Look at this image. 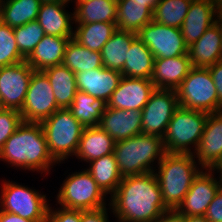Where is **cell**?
I'll use <instances>...</instances> for the list:
<instances>
[{
  "label": "cell",
  "instance_id": "obj_1",
  "mask_svg": "<svg viewBox=\"0 0 222 222\" xmlns=\"http://www.w3.org/2000/svg\"><path fill=\"white\" fill-rule=\"evenodd\" d=\"M110 197V209L119 222H156L168 210L155 172L123 177Z\"/></svg>",
  "mask_w": 222,
  "mask_h": 222
},
{
  "label": "cell",
  "instance_id": "obj_2",
  "mask_svg": "<svg viewBox=\"0 0 222 222\" xmlns=\"http://www.w3.org/2000/svg\"><path fill=\"white\" fill-rule=\"evenodd\" d=\"M0 160L16 168L49 173L57 164L48 151L47 141L40 123L23 121L7 139L0 151Z\"/></svg>",
  "mask_w": 222,
  "mask_h": 222
},
{
  "label": "cell",
  "instance_id": "obj_3",
  "mask_svg": "<svg viewBox=\"0 0 222 222\" xmlns=\"http://www.w3.org/2000/svg\"><path fill=\"white\" fill-rule=\"evenodd\" d=\"M193 154L166 153L155 172L162 200L168 209H177L193 180L204 170L198 168Z\"/></svg>",
  "mask_w": 222,
  "mask_h": 222
},
{
  "label": "cell",
  "instance_id": "obj_4",
  "mask_svg": "<svg viewBox=\"0 0 222 222\" xmlns=\"http://www.w3.org/2000/svg\"><path fill=\"white\" fill-rule=\"evenodd\" d=\"M113 153L120 175L127 177L155 172L153 162L157 160L159 163L166 151L163 138L139 134L115 142Z\"/></svg>",
  "mask_w": 222,
  "mask_h": 222
},
{
  "label": "cell",
  "instance_id": "obj_5",
  "mask_svg": "<svg viewBox=\"0 0 222 222\" xmlns=\"http://www.w3.org/2000/svg\"><path fill=\"white\" fill-rule=\"evenodd\" d=\"M40 124L48 151L58 164L69 156H75L84 127L69 108H59Z\"/></svg>",
  "mask_w": 222,
  "mask_h": 222
},
{
  "label": "cell",
  "instance_id": "obj_6",
  "mask_svg": "<svg viewBox=\"0 0 222 222\" xmlns=\"http://www.w3.org/2000/svg\"><path fill=\"white\" fill-rule=\"evenodd\" d=\"M208 113L178 107L171 118L163 143L166 153L193 154L204 131ZM191 145V146H190ZM190 146V147H189Z\"/></svg>",
  "mask_w": 222,
  "mask_h": 222
},
{
  "label": "cell",
  "instance_id": "obj_7",
  "mask_svg": "<svg viewBox=\"0 0 222 222\" xmlns=\"http://www.w3.org/2000/svg\"><path fill=\"white\" fill-rule=\"evenodd\" d=\"M180 107L207 113L222 111L208 68L192 67L176 89Z\"/></svg>",
  "mask_w": 222,
  "mask_h": 222
},
{
  "label": "cell",
  "instance_id": "obj_8",
  "mask_svg": "<svg viewBox=\"0 0 222 222\" xmlns=\"http://www.w3.org/2000/svg\"><path fill=\"white\" fill-rule=\"evenodd\" d=\"M59 189L57 203L64 208L93 210L106 206V194L85 169L69 174Z\"/></svg>",
  "mask_w": 222,
  "mask_h": 222
},
{
  "label": "cell",
  "instance_id": "obj_9",
  "mask_svg": "<svg viewBox=\"0 0 222 222\" xmlns=\"http://www.w3.org/2000/svg\"><path fill=\"white\" fill-rule=\"evenodd\" d=\"M0 210L25 219L45 222L49 204L46 195L31 188L6 181L2 183Z\"/></svg>",
  "mask_w": 222,
  "mask_h": 222
},
{
  "label": "cell",
  "instance_id": "obj_10",
  "mask_svg": "<svg viewBox=\"0 0 222 222\" xmlns=\"http://www.w3.org/2000/svg\"><path fill=\"white\" fill-rule=\"evenodd\" d=\"M58 109L47 76L42 71H34L29 81L23 107L19 111L22 120L41 123Z\"/></svg>",
  "mask_w": 222,
  "mask_h": 222
},
{
  "label": "cell",
  "instance_id": "obj_11",
  "mask_svg": "<svg viewBox=\"0 0 222 222\" xmlns=\"http://www.w3.org/2000/svg\"><path fill=\"white\" fill-rule=\"evenodd\" d=\"M179 107L176 90L155 89L142 109V134L163 138Z\"/></svg>",
  "mask_w": 222,
  "mask_h": 222
},
{
  "label": "cell",
  "instance_id": "obj_12",
  "mask_svg": "<svg viewBox=\"0 0 222 222\" xmlns=\"http://www.w3.org/2000/svg\"><path fill=\"white\" fill-rule=\"evenodd\" d=\"M137 37L151 50L155 58H172L188 54V47L179 28L152 20L137 32Z\"/></svg>",
  "mask_w": 222,
  "mask_h": 222
},
{
  "label": "cell",
  "instance_id": "obj_13",
  "mask_svg": "<svg viewBox=\"0 0 222 222\" xmlns=\"http://www.w3.org/2000/svg\"><path fill=\"white\" fill-rule=\"evenodd\" d=\"M34 71L26 61L0 67V96L4 108L22 109Z\"/></svg>",
  "mask_w": 222,
  "mask_h": 222
},
{
  "label": "cell",
  "instance_id": "obj_14",
  "mask_svg": "<svg viewBox=\"0 0 222 222\" xmlns=\"http://www.w3.org/2000/svg\"><path fill=\"white\" fill-rule=\"evenodd\" d=\"M213 171L203 170L193 180L191 187L185 195L177 210L183 216H204L209 204L214 199L218 190L222 187L221 177L219 181L214 178Z\"/></svg>",
  "mask_w": 222,
  "mask_h": 222
},
{
  "label": "cell",
  "instance_id": "obj_15",
  "mask_svg": "<svg viewBox=\"0 0 222 222\" xmlns=\"http://www.w3.org/2000/svg\"><path fill=\"white\" fill-rule=\"evenodd\" d=\"M193 155L204 170H216L222 164V111L208 113L203 134Z\"/></svg>",
  "mask_w": 222,
  "mask_h": 222
},
{
  "label": "cell",
  "instance_id": "obj_16",
  "mask_svg": "<svg viewBox=\"0 0 222 222\" xmlns=\"http://www.w3.org/2000/svg\"><path fill=\"white\" fill-rule=\"evenodd\" d=\"M155 89L156 87L149 79L123 76L110 96L107 107L142 111Z\"/></svg>",
  "mask_w": 222,
  "mask_h": 222
},
{
  "label": "cell",
  "instance_id": "obj_17",
  "mask_svg": "<svg viewBox=\"0 0 222 222\" xmlns=\"http://www.w3.org/2000/svg\"><path fill=\"white\" fill-rule=\"evenodd\" d=\"M99 126L105 130L115 142L142 134V112L139 110H122L106 107L101 116Z\"/></svg>",
  "mask_w": 222,
  "mask_h": 222
},
{
  "label": "cell",
  "instance_id": "obj_18",
  "mask_svg": "<svg viewBox=\"0 0 222 222\" xmlns=\"http://www.w3.org/2000/svg\"><path fill=\"white\" fill-rule=\"evenodd\" d=\"M217 19L214 0H192L180 27L186 46L194 44Z\"/></svg>",
  "mask_w": 222,
  "mask_h": 222
},
{
  "label": "cell",
  "instance_id": "obj_19",
  "mask_svg": "<svg viewBox=\"0 0 222 222\" xmlns=\"http://www.w3.org/2000/svg\"><path fill=\"white\" fill-rule=\"evenodd\" d=\"M122 73L117 70L100 67L75 74L77 89L108 102L113 91L118 87Z\"/></svg>",
  "mask_w": 222,
  "mask_h": 222
},
{
  "label": "cell",
  "instance_id": "obj_20",
  "mask_svg": "<svg viewBox=\"0 0 222 222\" xmlns=\"http://www.w3.org/2000/svg\"><path fill=\"white\" fill-rule=\"evenodd\" d=\"M192 68L189 55L155 58L151 81L156 89L176 90Z\"/></svg>",
  "mask_w": 222,
  "mask_h": 222
},
{
  "label": "cell",
  "instance_id": "obj_21",
  "mask_svg": "<svg viewBox=\"0 0 222 222\" xmlns=\"http://www.w3.org/2000/svg\"><path fill=\"white\" fill-rule=\"evenodd\" d=\"M188 55L192 67L208 68L222 61V36L218 22L209 27L194 44L188 47Z\"/></svg>",
  "mask_w": 222,
  "mask_h": 222
},
{
  "label": "cell",
  "instance_id": "obj_22",
  "mask_svg": "<svg viewBox=\"0 0 222 222\" xmlns=\"http://www.w3.org/2000/svg\"><path fill=\"white\" fill-rule=\"evenodd\" d=\"M73 37L45 35L25 60L35 71L60 65L63 62L69 40Z\"/></svg>",
  "mask_w": 222,
  "mask_h": 222
},
{
  "label": "cell",
  "instance_id": "obj_23",
  "mask_svg": "<svg viewBox=\"0 0 222 222\" xmlns=\"http://www.w3.org/2000/svg\"><path fill=\"white\" fill-rule=\"evenodd\" d=\"M67 3H42L37 21L45 35L57 37H73L71 23H75L74 13L71 15L64 9ZM73 21V22H72Z\"/></svg>",
  "mask_w": 222,
  "mask_h": 222
},
{
  "label": "cell",
  "instance_id": "obj_24",
  "mask_svg": "<svg viewBox=\"0 0 222 222\" xmlns=\"http://www.w3.org/2000/svg\"><path fill=\"white\" fill-rule=\"evenodd\" d=\"M115 140L100 126L84 127L75 156L87 163L113 154Z\"/></svg>",
  "mask_w": 222,
  "mask_h": 222
},
{
  "label": "cell",
  "instance_id": "obj_25",
  "mask_svg": "<svg viewBox=\"0 0 222 222\" xmlns=\"http://www.w3.org/2000/svg\"><path fill=\"white\" fill-rule=\"evenodd\" d=\"M116 28L137 33L153 20L154 9L146 2L117 0Z\"/></svg>",
  "mask_w": 222,
  "mask_h": 222
},
{
  "label": "cell",
  "instance_id": "obj_26",
  "mask_svg": "<svg viewBox=\"0 0 222 222\" xmlns=\"http://www.w3.org/2000/svg\"><path fill=\"white\" fill-rule=\"evenodd\" d=\"M155 57L137 36L133 39L124 63L122 76L151 80Z\"/></svg>",
  "mask_w": 222,
  "mask_h": 222
},
{
  "label": "cell",
  "instance_id": "obj_27",
  "mask_svg": "<svg viewBox=\"0 0 222 222\" xmlns=\"http://www.w3.org/2000/svg\"><path fill=\"white\" fill-rule=\"evenodd\" d=\"M52 86L53 94L59 108H69L78 91L75 73L63 64L42 71Z\"/></svg>",
  "mask_w": 222,
  "mask_h": 222
},
{
  "label": "cell",
  "instance_id": "obj_28",
  "mask_svg": "<svg viewBox=\"0 0 222 222\" xmlns=\"http://www.w3.org/2000/svg\"><path fill=\"white\" fill-rule=\"evenodd\" d=\"M137 33L116 29L101 49L102 63L105 68L122 71L128 50Z\"/></svg>",
  "mask_w": 222,
  "mask_h": 222
},
{
  "label": "cell",
  "instance_id": "obj_29",
  "mask_svg": "<svg viewBox=\"0 0 222 222\" xmlns=\"http://www.w3.org/2000/svg\"><path fill=\"white\" fill-rule=\"evenodd\" d=\"M75 5V25L117 21V0H87Z\"/></svg>",
  "mask_w": 222,
  "mask_h": 222
},
{
  "label": "cell",
  "instance_id": "obj_30",
  "mask_svg": "<svg viewBox=\"0 0 222 222\" xmlns=\"http://www.w3.org/2000/svg\"><path fill=\"white\" fill-rule=\"evenodd\" d=\"M89 163L90 167L86 170L92 175V178L102 191L112 196L123 178L120 175L114 153L105 155Z\"/></svg>",
  "mask_w": 222,
  "mask_h": 222
},
{
  "label": "cell",
  "instance_id": "obj_31",
  "mask_svg": "<svg viewBox=\"0 0 222 222\" xmlns=\"http://www.w3.org/2000/svg\"><path fill=\"white\" fill-rule=\"evenodd\" d=\"M106 107L107 103L102 99L78 90L69 109L83 127H93L99 126Z\"/></svg>",
  "mask_w": 222,
  "mask_h": 222
},
{
  "label": "cell",
  "instance_id": "obj_32",
  "mask_svg": "<svg viewBox=\"0 0 222 222\" xmlns=\"http://www.w3.org/2000/svg\"><path fill=\"white\" fill-rule=\"evenodd\" d=\"M74 28L73 39L91 51L101 52L102 47L111 38L116 28V23L96 22L77 24Z\"/></svg>",
  "mask_w": 222,
  "mask_h": 222
},
{
  "label": "cell",
  "instance_id": "obj_33",
  "mask_svg": "<svg viewBox=\"0 0 222 222\" xmlns=\"http://www.w3.org/2000/svg\"><path fill=\"white\" fill-rule=\"evenodd\" d=\"M41 0H5L0 21L9 27L23 26L37 20Z\"/></svg>",
  "mask_w": 222,
  "mask_h": 222
},
{
  "label": "cell",
  "instance_id": "obj_34",
  "mask_svg": "<svg viewBox=\"0 0 222 222\" xmlns=\"http://www.w3.org/2000/svg\"><path fill=\"white\" fill-rule=\"evenodd\" d=\"M62 64L75 74L103 67L100 52L91 51L73 38L67 44Z\"/></svg>",
  "mask_w": 222,
  "mask_h": 222
},
{
  "label": "cell",
  "instance_id": "obj_35",
  "mask_svg": "<svg viewBox=\"0 0 222 222\" xmlns=\"http://www.w3.org/2000/svg\"><path fill=\"white\" fill-rule=\"evenodd\" d=\"M192 0H162L156 5L153 20L156 23L179 28L189 11Z\"/></svg>",
  "mask_w": 222,
  "mask_h": 222
},
{
  "label": "cell",
  "instance_id": "obj_36",
  "mask_svg": "<svg viewBox=\"0 0 222 222\" xmlns=\"http://www.w3.org/2000/svg\"><path fill=\"white\" fill-rule=\"evenodd\" d=\"M13 31L17 47L25 59L31 55L35 46L45 36L44 30L37 20L30 21L23 26L14 27Z\"/></svg>",
  "mask_w": 222,
  "mask_h": 222
},
{
  "label": "cell",
  "instance_id": "obj_37",
  "mask_svg": "<svg viewBox=\"0 0 222 222\" xmlns=\"http://www.w3.org/2000/svg\"><path fill=\"white\" fill-rule=\"evenodd\" d=\"M25 60L17 47L13 28L0 21V67Z\"/></svg>",
  "mask_w": 222,
  "mask_h": 222
},
{
  "label": "cell",
  "instance_id": "obj_38",
  "mask_svg": "<svg viewBox=\"0 0 222 222\" xmlns=\"http://www.w3.org/2000/svg\"><path fill=\"white\" fill-rule=\"evenodd\" d=\"M23 122L18 110L4 108L0 111V151L7 139Z\"/></svg>",
  "mask_w": 222,
  "mask_h": 222
},
{
  "label": "cell",
  "instance_id": "obj_39",
  "mask_svg": "<svg viewBox=\"0 0 222 222\" xmlns=\"http://www.w3.org/2000/svg\"><path fill=\"white\" fill-rule=\"evenodd\" d=\"M45 222H80V210L61 206L54 211L49 206Z\"/></svg>",
  "mask_w": 222,
  "mask_h": 222
},
{
  "label": "cell",
  "instance_id": "obj_40",
  "mask_svg": "<svg viewBox=\"0 0 222 222\" xmlns=\"http://www.w3.org/2000/svg\"><path fill=\"white\" fill-rule=\"evenodd\" d=\"M204 216L209 222H222V187L209 204Z\"/></svg>",
  "mask_w": 222,
  "mask_h": 222
},
{
  "label": "cell",
  "instance_id": "obj_41",
  "mask_svg": "<svg viewBox=\"0 0 222 222\" xmlns=\"http://www.w3.org/2000/svg\"><path fill=\"white\" fill-rule=\"evenodd\" d=\"M106 206L93 210H80V222H109Z\"/></svg>",
  "mask_w": 222,
  "mask_h": 222
},
{
  "label": "cell",
  "instance_id": "obj_42",
  "mask_svg": "<svg viewBox=\"0 0 222 222\" xmlns=\"http://www.w3.org/2000/svg\"><path fill=\"white\" fill-rule=\"evenodd\" d=\"M216 87L219 103L222 105V61L208 67Z\"/></svg>",
  "mask_w": 222,
  "mask_h": 222
},
{
  "label": "cell",
  "instance_id": "obj_43",
  "mask_svg": "<svg viewBox=\"0 0 222 222\" xmlns=\"http://www.w3.org/2000/svg\"><path fill=\"white\" fill-rule=\"evenodd\" d=\"M156 222H184V216L177 209H168Z\"/></svg>",
  "mask_w": 222,
  "mask_h": 222
},
{
  "label": "cell",
  "instance_id": "obj_44",
  "mask_svg": "<svg viewBox=\"0 0 222 222\" xmlns=\"http://www.w3.org/2000/svg\"><path fill=\"white\" fill-rule=\"evenodd\" d=\"M0 222H36V221H31L29 219L20 217L16 214L0 210Z\"/></svg>",
  "mask_w": 222,
  "mask_h": 222
},
{
  "label": "cell",
  "instance_id": "obj_45",
  "mask_svg": "<svg viewBox=\"0 0 222 222\" xmlns=\"http://www.w3.org/2000/svg\"><path fill=\"white\" fill-rule=\"evenodd\" d=\"M184 222H209L205 216H184Z\"/></svg>",
  "mask_w": 222,
  "mask_h": 222
},
{
  "label": "cell",
  "instance_id": "obj_46",
  "mask_svg": "<svg viewBox=\"0 0 222 222\" xmlns=\"http://www.w3.org/2000/svg\"><path fill=\"white\" fill-rule=\"evenodd\" d=\"M217 18H222V0H214Z\"/></svg>",
  "mask_w": 222,
  "mask_h": 222
},
{
  "label": "cell",
  "instance_id": "obj_47",
  "mask_svg": "<svg viewBox=\"0 0 222 222\" xmlns=\"http://www.w3.org/2000/svg\"><path fill=\"white\" fill-rule=\"evenodd\" d=\"M135 1L146 2V4H148L153 9H155L156 5L158 4V0H135Z\"/></svg>",
  "mask_w": 222,
  "mask_h": 222
},
{
  "label": "cell",
  "instance_id": "obj_48",
  "mask_svg": "<svg viewBox=\"0 0 222 222\" xmlns=\"http://www.w3.org/2000/svg\"><path fill=\"white\" fill-rule=\"evenodd\" d=\"M42 3H69V0H41Z\"/></svg>",
  "mask_w": 222,
  "mask_h": 222
},
{
  "label": "cell",
  "instance_id": "obj_49",
  "mask_svg": "<svg viewBox=\"0 0 222 222\" xmlns=\"http://www.w3.org/2000/svg\"><path fill=\"white\" fill-rule=\"evenodd\" d=\"M218 170V172L220 173V177H221V182H222V164L216 169Z\"/></svg>",
  "mask_w": 222,
  "mask_h": 222
},
{
  "label": "cell",
  "instance_id": "obj_50",
  "mask_svg": "<svg viewBox=\"0 0 222 222\" xmlns=\"http://www.w3.org/2000/svg\"><path fill=\"white\" fill-rule=\"evenodd\" d=\"M217 22L220 24V28H221V36H222V18H218Z\"/></svg>",
  "mask_w": 222,
  "mask_h": 222
},
{
  "label": "cell",
  "instance_id": "obj_51",
  "mask_svg": "<svg viewBox=\"0 0 222 222\" xmlns=\"http://www.w3.org/2000/svg\"><path fill=\"white\" fill-rule=\"evenodd\" d=\"M4 1H5V0H0V15H1V12H2V8H3V5H4Z\"/></svg>",
  "mask_w": 222,
  "mask_h": 222
},
{
  "label": "cell",
  "instance_id": "obj_52",
  "mask_svg": "<svg viewBox=\"0 0 222 222\" xmlns=\"http://www.w3.org/2000/svg\"><path fill=\"white\" fill-rule=\"evenodd\" d=\"M4 109V106H3V103H2V99H1V96H0V111Z\"/></svg>",
  "mask_w": 222,
  "mask_h": 222
},
{
  "label": "cell",
  "instance_id": "obj_53",
  "mask_svg": "<svg viewBox=\"0 0 222 222\" xmlns=\"http://www.w3.org/2000/svg\"><path fill=\"white\" fill-rule=\"evenodd\" d=\"M84 1H87V0H75V2H84Z\"/></svg>",
  "mask_w": 222,
  "mask_h": 222
}]
</instances>
